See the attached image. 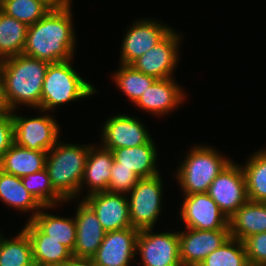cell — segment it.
Listing matches in <instances>:
<instances>
[{
	"label": "cell",
	"instance_id": "obj_11",
	"mask_svg": "<svg viewBox=\"0 0 266 266\" xmlns=\"http://www.w3.org/2000/svg\"><path fill=\"white\" fill-rule=\"evenodd\" d=\"M182 38V35L173 29L161 42L130 65L156 79L172 78L180 60L179 46Z\"/></svg>",
	"mask_w": 266,
	"mask_h": 266
},
{
	"label": "cell",
	"instance_id": "obj_19",
	"mask_svg": "<svg viewBox=\"0 0 266 266\" xmlns=\"http://www.w3.org/2000/svg\"><path fill=\"white\" fill-rule=\"evenodd\" d=\"M33 252L34 264L40 266H65L73 257L72 252L55 239L44 234L31 220L24 225Z\"/></svg>",
	"mask_w": 266,
	"mask_h": 266
},
{
	"label": "cell",
	"instance_id": "obj_34",
	"mask_svg": "<svg viewBox=\"0 0 266 266\" xmlns=\"http://www.w3.org/2000/svg\"><path fill=\"white\" fill-rule=\"evenodd\" d=\"M250 266H266V232L247 237L244 241Z\"/></svg>",
	"mask_w": 266,
	"mask_h": 266
},
{
	"label": "cell",
	"instance_id": "obj_21",
	"mask_svg": "<svg viewBox=\"0 0 266 266\" xmlns=\"http://www.w3.org/2000/svg\"><path fill=\"white\" fill-rule=\"evenodd\" d=\"M153 139L137 147L118 148L112 150L118 167L132 169L140 178H149L160 174L157 168L158 150Z\"/></svg>",
	"mask_w": 266,
	"mask_h": 266
},
{
	"label": "cell",
	"instance_id": "obj_17",
	"mask_svg": "<svg viewBox=\"0 0 266 266\" xmlns=\"http://www.w3.org/2000/svg\"><path fill=\"white\" fill-rule=\"evenodd\" d=\"M186 97L183 88L173 77L157 79L150 87H147L135 105L138 109L160 118L181 106Z\"/></svg>",
	"mask_w": 266,
	"mask_h": 266
},
{
	"label": "cell",
	"instance_id": "obj_28",
	"mask_svg": "<svg viewBox=\"0 0 266 266\" xmlns=\"http://www.w3.org/2000/svg\"><path fill=\"white\" fill-rule=\"evenodd\" d=\"M10 238L0 234V266H32V245L27 233L22 229Z\"/></svg>",
	"mask_w": 266,
	"mask_h": 266
},
{
	"label": "cell",
	"instance_id": "obj_15",
	"mask_svg": "<svg viewBox=\"0 0 266 266\" xmlns=\"http://www.w3.org/2000/svg\"><path fill=\"white\" fill-rule=\"evenodd\" d=\"M139 230L129 227L106 232L105 237L92 260L98 266H130L137 255Z\"/></svg>",
	"mask_w": 266,
	"mask_h": 266
},
{
	"label": "cell",
	"instance_id": "obj_25",
	"mask_svg": "<svg viewBox=\"0 0 266 266\" xmlns=\"http://www.w3.org/2000/svg\"><path fill=\"white\" fill-rule=\"evenodd\" d=\"M55 207H43L31 221L51 239H55L67 247L72 253L76 243V222L74 216L63 217L56 214H50L47 209ZM46 211V212H45Z\"/></svg>",
	"mask_w": 266,
	"mask_h": 266
},
{
	"label": "cell",
	"instance_id": "obj_33",
	"mask_svg": "<svg viewBox=\"0 0 266 266\" xmlns=\"http://www.w3.org/2000/svg\"><path fill=\"white\" fill-rule=\"evenodd\" d=\"M111 177L108 184V191L127 195L136 185L140 177L126 167H118V162L114 160L110 169Z\"/></svg>",
	"mask_w": 266,
	"mask_h": 266
},
{
	"label": "cell",
	"instance_id": "obj_23",
	"mask_svg": "<svg viewBox=\"0 0 266 266\" xmlns=\"http://www.w3.org/2000/svg\"><path fill=\"white\" fill-rule=\"evenodd\" d=\"M47 152L30 150L13 143L0 160V170L23 178L45 169Z\"/></svg>",
	"mask_w": 266,
	"mask_h": 266
},
{
	"label": "cell",
	"instance_id": "obj_3",
	"mask_svg": "<svg viewBox=\"0 0 266 266\" xmlns=\"http://www.w3.org/2000/svg\"><path fill=\"white\" fill-rule=\"evenodd\" d=\"M92 146L93 144L62 143L59 140L47 152L45 169L50 182L54 190L67 203L77 197L80 198V184Z\"/></svg>",
	"mask_w": 266,
	"mask_h": 266
},
{
	"label": "cell",
	"instance_id": "obj_13",
	"mask_svg": "<svg viewBox=\"0 0 266 266\" xmlns=\"http://www.w3.org/2000/svg\"><path fill=\"white\" fill-rule=\"evenodd\" d=\"M183 196L179 216L186 228L198 230L229 229L228 217L207 193Z\"/></svg>",
	"mask_w": 266,
	"mask_h": 266
},
{
	"label": "cell",
	"instance_id": "obj_8",
	"mask_svg": "<svg viewBox=\"0 0 266 266\" xmlns=\"http://www.w3.org/2000/svg\"><path fill=\"white\" fill-rule=\"evenodd\" d=\"M139 230L136 253L142 266H182L178 232Z\"/></svg>",
	"mask_w": 266,
	"mask_h": 266
},
{
	"label": "cell",
	"instance_id": "obj_26",
	"mask_svg": "<svg viewBox=\"0 0 266 266\" xmlns=\"http://www.w3.org/2000/svg\"><path fill=\"white\" fill-rule=\"evenodd\" d=\"M249 201L266 203V149L251 154L241 165Z\"/></svg>",
	"mask_w": 266,
	"mask_h": 266
},
{
	"label": "cell",
	"instance_id": "obj_38",
	"mask_svg": "<svg viewBox=\"0 0 266 266\" xmlns=\"http://www.w3.org/2000/svg\"><path fill=\"white\" fill-rule=\"evenodd\" d=\"M8 111V108L4 102V98H3V90H2V81H1V77H0V113Z\"/></svg>",
	"mask_w": 266,
	"mask_h": 266
},
{
	"label": "cell",
	"instance_id": "obj_27",
	"mask_svg": "<svg viewBox=\"0 0 266 266\" xmlns=\"http://www.w3.org/2000/svg\"><path fill=\"white\" fill-rule=\"evenodd\" d=\"M28 26L0 10V61L22 54Z\"/></svg>",
	"mask_w": 266,
	"mask_h": 266
},
{
	"label": "cell",
	"instance_id": "obj_37",
	"mask_svg": "<svg viewBox=\"0 0 266 266\" xmlns=\"http://www.w3.org/2000/svg\"><path fill=\"white\" fill-rule=\"evenodd\" d=\"M65 266H98L92 258L72 257Z\"/></svg>",
	"mask_w": 266,
	"mask_h": 266
},
{
	"label": "cell",
	"instance_id": "obj_14",
	"mask_svg": "<svg viewBox=\"0 0 266 266\" xmlns=\"http://www.w3.org/2000/svg\"><path fill=\"white\" fill-rule=\"evenodd\" d=\"M182 266H199L214 250L231 236L229 229L198 230L186 228L178 231Z\"/></svg>",
	"mask_w": 266,
	"mask_h": 266
},
{
	"label": "cell",
	"instance_id": "obj_18",
	"mask_svg": "<svg viewBox=\"0 0 266 266\" xmlns=\"http://www.w3.org/2000/svg\"><path fill=\"white\" fill-rule=\"evenodd\" d=\"M74 219L76 243L72 255L78 258H92L101 245L106 231L93 209L83 199L77 204Z\"/></svg>",
	"mask_w": 266,
	"mask_h": 266
},
{
	"label": "cell",
	"instance_id": "obj_12",
	"mask_svg": "<svg viewBox=\"0 0 266 266\" xmlns=\"http://www.w3.org/2000/svg\"><path fill=\"white\" fill-rule=\"evenodd\" d=\"M101 130V147L110 151L137 147L153 139L138 117L127 114H115L107 118Z\"/></svg>",
	"mask_w": 266,
	"mask_h": 266
},
{
	"label": "cell",
	"instance_id": "obj_30",
	"mask_svg": "<svg viewBox=\"0 0 266 266\" xmlns=\"http://www.w3.org/2000/svg\"><path fill=\"white\" fill-rule=\"evenodd\" d=\"M21 179L24 187L43 207H55L66 203L52 187L46 169L29 174Z\"/></svg>",
	"mask_w": 266,
	"mask_h": 266
},
{
	"label": "cell",
	"instance_id": "obj_7",
	"mask_svg": "<svg viewBox=\"0 0 266 266\" xmlns=\"http://www.w3.org/2000/svg\"><path fill=\"white\" fill-rule=\"evenodd\" d=\"M38 111L43 114L36 117L21 116L17 115V110L11 111L14 143L30 150L48 152L59 141L61 130L51 113L49 115L41 109Z\"/></svg>",
	"mask_w": 266,
	"mask_h": 266
},
{
	"label": "cell",
	"instance_id": "obj_6",
	"mask_svg": "<svg viewBox=\"0 0 266 266\" xmlns=\"http://www.w3.org/2000/svg\"><path fill=\"white\" fill-rule=\"evenodd\" d=\"M161 174L140 178L127 194L129 215L133 228H154L162 212L163 181Z\"/></svg>",
	"mask_w": 266,
	"mask_h": 266
},
{
	"label": "cell",
	"instance_id": "obj_5",
	"mask_svg": "<svg viewBox=\"0 0 266 266\" xmlns=\"http://www.w3.org/2000/svg\"><path fill=\"white\" fill-rule=\"evenodd\" d=\"M72 59L49 63L41 94V110L51 112L58 106L95 95L98 90L73 68Z\"/></svg>",
	"mask_w": 266,
	"mask_h": 266
},
{
	"label": "cell",
	"instance_id": "obj_10",
	"mask_svg": "<svg viewBox=\"0 0 266 266\" xmlns=\"http://www.w3.org/2000/svg\"><path fill=\"white\" fill-rule=\"evenodd\" d=\"M134 22L123 36L119 64L130 65L173 30L172 27L156 19L141 18Z\"/></svg>",
	"mask_w": 266,
	"mask_h": 266
},
{
	"label": "cell",
	"instance_id": "obj_36",
	"mask_svg": "<svg viewBox=\"0 0 266 266\" xmlns=\"http://www.w3.org/2000/svg\"><path fill=\"white\" fill-rule=\"evenodd\" d=\"M50 10H59L72 5V0H39Z\"/></svg>",
	"mask_w": 266,
	"mask_h": 266
},
{
	"label": "cell",
	"instance_id": "obj_4",
	"mask_svg": "<svg viewBox=\"0 0 266 266\" xmlns=\"http://www.w3.org/2000/svg\"><path fill=\"white\" fill-rule=\"evenodd\" d=\"M186 153L175 172L183 195L207 193L212 181L232 160L208 145H194Z\"/></svg>",
	"mask_w": 266,
	"mask_h": 266
},
{
	"label": "cell",
	"instance_id": "obj_24",
	"mask_svg": "<svg viewBox=\"0 0 266 266\" xmlns=\"http://www.w3.org/2000/svg\"><path fill=\"white\" fill-rule=\"evenodd\" d=\"M0 200L21 213L32 212L31 220L43 206L24 187L22 179L0 170Z\"/></svg>",
	"mask_w": 266,
	"mask_h": 266
},
{
	"label": "cell",
	"instance_id": "obj_2",
	"mask_svg": "<svg viewBox=\"0 0 266 266\" xmlns=\"http://www.w3.org/2000/svg\"><path fill=\"white\" fill-rule=\"evenodd\" d=\"M48 64L24 54L0 61L3 98L9 111L18 110L20 105L41 109L42 86Z\"/></svg>",
	"mask_w": 266,
	"mask_h": 266
},
{
	"label": "cell",
	"instance_id": "obj_22",
	"mask_svg": "<svg viewBox=\"0 0 266 266\" xmlns=\"http://www.w3.org/2000/svg\"><path fill=\"white\" fill-rule=\"evenodd\" d=\"M230 236L244 241L247 237L266 232V203L247 201L228 218Z\"/></svg>",
	"mask_w": 266,
	"mask_h": 266
},
{
	"label": "cell",
	"instance_id": "obj_16",
	"mask_svg": "<svg viewBox=\"0 0 266 266\" xmlns=\"http://www.w3.org/2000/svg\"><path fill=\"white\" fill-rule=\"evenodd\" d=\"M82 199L93 209L106 232L132 227L127 195L103 191Z\"/></svg>",
	"mask_w": 266,
	"mask_h": 266
},
{
	"label": "cell",
	"instance_id": "obj_1",
	"mask_svg": "<svg viewBox=\"0 0 266 266\" xmlns=\"http://www.w3.org/2000/svg\"><path fill=\"white\" fill-rule=\"evenodd\" d=\"M72 6L49 10L39 21L28 26L22 54L57 63L74 59L76 33Z\"/></svg>",
	"mask_w": 266,
	"mask_h": 266
},
{
	"label": "cell",
	"instance_id": "obj_32",
	"mask_svg": "<svg viewBox=\"0 0 266 266\" xmlns=\"http://www.w3.org/2000/svg\"><path fill=\"white\" fill-rule=\"evenodd\" d=\"M0 10L27 26H31L50 9L39 0H1Z\"/></svg>",
	"mask_w": 266,
	"mask_h": 266
},
{
	"label": "cell",
	"instance_id": "obj_35",
	"mask_svg": "<svg viewBox=\"0 0 266 266\" xmlns=\"http://www.w3.org/2000/svg\"><path fill=\"white\" fill-rule=\"evenodd\" d=\"M14 123L11 111L0 113V160L14 143Z\"/></svg>",
	"mask_w": 266,
	"mask_h": 266
},
{
	"label": "cell",
	"instance_id": "obj_31",
	"mask_svg": "<svg viewBox=\"0 0 266 266\" xmlns=\"http://www.w3.org/2000/svg\"><path fill=\"white\" fill-rule=\"evenodd\" d=\"M199 266H250L244 243L230 237L221 247L211 252Z\"/></svg>",
	"mask_w": 266,
	"mask_h": 266
},
{
	"label": "cell",
	"instance_id": "obj_9",
	"mask_svg": "<svg viewBox=\"0 0 266 266\" xmlns=\"http://www.w3.org/2000/svg\"><path fill=\"white\" fill-rule=\"evenodd\" d=\"M207 194L217 203L220 210L230 218L238 208L248 201L241 164L231 160L212 181Z\"/></svg>",
	"mask_w": 266,
	"mask_h": 266
},
{
	"label": "cell",
	"instance_id": "obj_29",
	"mask_svg": "<svg viewBox=\"0 0 266 266\" xmlns=\"http://www.w3.org/2000/svg\"><path fill=\"white\" fill-rule=\"evenodd\" d=\"M115 85L126 95L133 105L157 79L146 75L131 65L120 64L119 69L112 74Z\"/></svg>",
	"mask_w": 266,
	"mask_h": 266
},
{
	"label": "cell",
	"instance_id": "obj_20",
	"mask_svg": "<svg viewBox=\"0 0 266 266\" xmlns=\"http://www.w3.org/2000/svg\"><path fill=\"white\" fill-rule=\"evenodd\" d=\"M93 145L88 153L83 178L80 184V195L84 187L89 188L85 196L96 192L108 191L111 177L110 169L114 162L112 151Z\"/></svg>",
	"mask_w": 266,
	"mask_h": 266
}]
</instances>
